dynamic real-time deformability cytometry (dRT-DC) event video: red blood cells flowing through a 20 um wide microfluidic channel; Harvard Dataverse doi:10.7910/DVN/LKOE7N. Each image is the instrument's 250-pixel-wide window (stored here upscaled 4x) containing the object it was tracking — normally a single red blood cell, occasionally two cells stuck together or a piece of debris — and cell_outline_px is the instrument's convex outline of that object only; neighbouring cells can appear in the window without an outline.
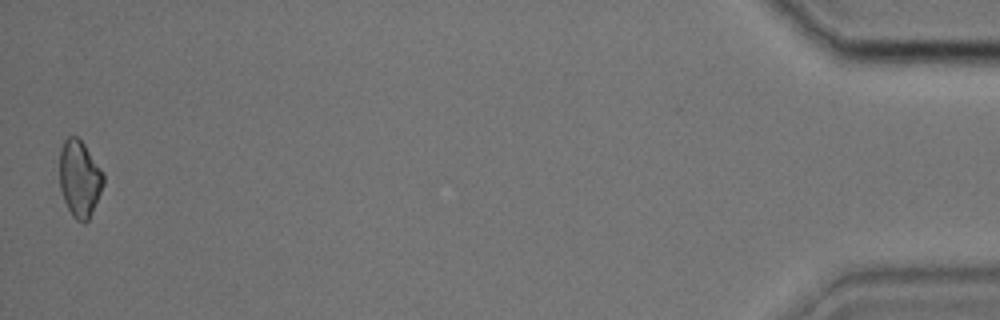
{"species": "common noctule bat (a hibernating species)", "species_latin": "Nyctalus noctula", "temperature_condition": "cold", "stored_images_in_passage": 32, "camera_frame_rate_fps": 3000, "um_per_image_px": 0.085, "animal": {"sex": "male", "body_mass_g": 17.9, "forearm_length_mm": 54.2}, "frame": {"image": 1, "passage_image": 32, "time_ms": 10.333, "image_size_px": [1000, 320], "cell_outline_px": [[104, 184], [92, 212], [88, 220], [84, 224], [76, 220], [72, 216], [64, 200], [60, 188], [60, 148], [64, 140], [68, 136], [76, 136], [84, 144], [104, 172]], "centroid_in_image_um": [6.77, 15.18], "position_along_channel_um": 428.4, "area_um2": 19.65}}